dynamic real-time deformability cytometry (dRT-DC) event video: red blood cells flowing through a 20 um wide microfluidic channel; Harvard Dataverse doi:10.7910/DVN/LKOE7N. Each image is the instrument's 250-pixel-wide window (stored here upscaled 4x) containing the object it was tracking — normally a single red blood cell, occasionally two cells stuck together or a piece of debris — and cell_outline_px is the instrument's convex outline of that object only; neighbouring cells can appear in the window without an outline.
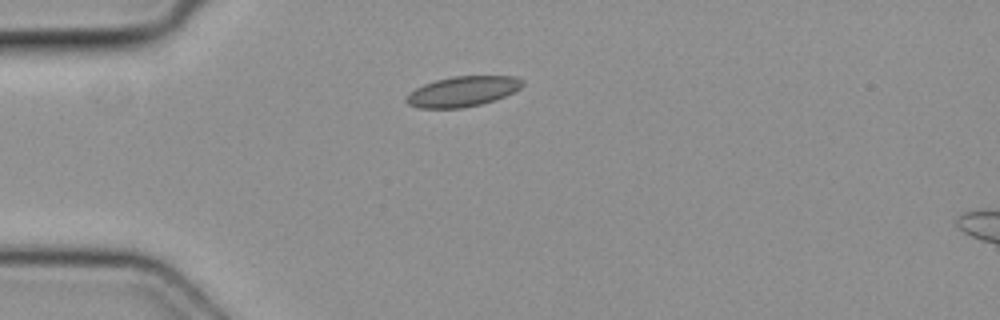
{"species": "common noctule bat (a hibernating species)", "species_latin": "Nyctalus noctula", "temperature_condition": "cold", "stored_images_in_passage": 6, "camera_frame_rate_fps": 3000, "um_per_image_px": 0.085, "animal": {"sex": "female", "body_mass_g": 19.3, "forearm_length_mm": 54.1}, "frame": {"image": 1, "passage_image": 6, "time_ms": 1.667, "image_size_px": [1000, 320], "cell_outline_px": [[524, 84], [520, 88], [496, 100], [480, 104], [460, 108], [420, 108], [408, 104], [404, 100], [408, 92], [424, 84], [436, 80], [452, 76], [516, 76], [524, 80]], "centroid_in_image_um": [39.31, 7.77], "position_along_channel_um": 45.7, "area_um2": 20.52}}